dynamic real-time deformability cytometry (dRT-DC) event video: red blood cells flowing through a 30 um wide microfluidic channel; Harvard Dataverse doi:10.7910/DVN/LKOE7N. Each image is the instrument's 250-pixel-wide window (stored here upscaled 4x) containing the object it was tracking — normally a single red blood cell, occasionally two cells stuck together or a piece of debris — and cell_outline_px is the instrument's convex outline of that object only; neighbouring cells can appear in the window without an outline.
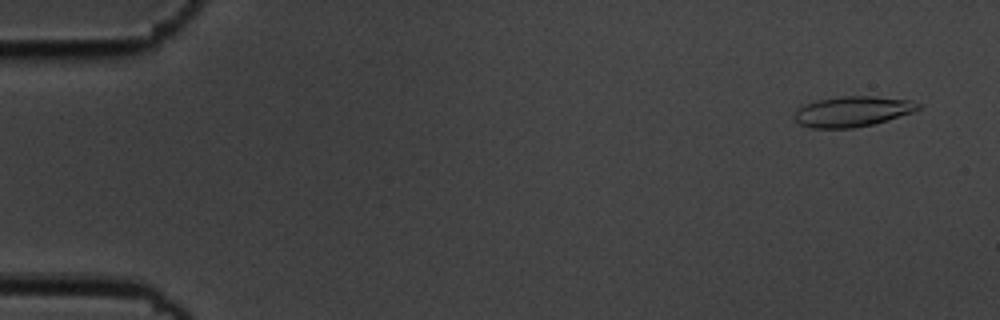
{"species": "common noctule bat (a hibernating species)", "species_latin": "Nyctalus noctula", "temperature_condition": "cold", "stored_images_in_passage": 55, "camera_frame_rate_fps": 3000, "um_per_image_px": 0.085, "animal": {"sex": "male", "body_mass_g": 19.5, "forearm_length_mm": 54.6}, "frame": {"image": 1, "passage_image": 3, "time_ms": 0.667, "image_size_px": [1000, 320], "cell_outline_px": [[920, 108], [912, 112], [872, 124], [852, 128], [812, 128], [800, 124], [792, 116], [804, 104], [816, 100], [840, 96], [872, 96], [908, 100], [920, 104]], "centroid_in_image_um": [72.41, 9.47], "position_along_channel_um": 12.6, "area_um2": 21.62}}
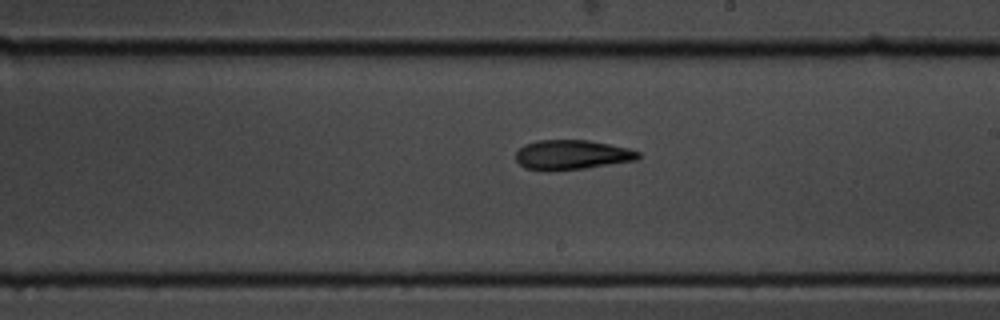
{"frame": {"image": 2, "passage_image": 32, "time_ms": 10.333, "image_size_px": [1000, 320], "cell_outline_px": [[640, 156], [636, 160], [584, 168], [548, 172], [524, 168], [516, 160], [516, 152], [524, 144], [536, 140], [588, 140], [628, 148], [640, 152]], "centroid_in_image_um": [48.56, 13.16], "position_along_channel_um": 240.4, "area_um2": 21.27}}
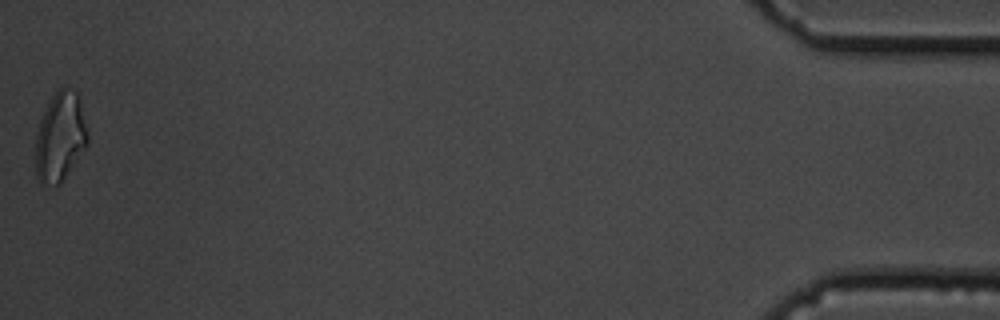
{"frame": {"image": 3, "passage_image": 55, "time_ms": 18.0, "image_size_px": [1000, 320], "cell_outline_px": [[88, 144], [60, 184], [40, 184], [36, 176], [36, 136], [40, 120], [56, 88], [68, 88], [76, 92], [80, 96], [88, 132]], "centroid_in_image_um": [5.13, 11.62], "position_along_channel_um": 430.1, "area_um2": 27.11}, "authors_computed_cell_mechanics": {"area_um2": 21.0392, "velocity_mm_per_s": 3.6551, "shape_relaxation_time_tau1_ms": 6.0743, "shape_relaxation_time_tau2_ms": 2.7041, "deformation_change_tau1": 0.1857, "deformation_change_tau2": 0.1119}}